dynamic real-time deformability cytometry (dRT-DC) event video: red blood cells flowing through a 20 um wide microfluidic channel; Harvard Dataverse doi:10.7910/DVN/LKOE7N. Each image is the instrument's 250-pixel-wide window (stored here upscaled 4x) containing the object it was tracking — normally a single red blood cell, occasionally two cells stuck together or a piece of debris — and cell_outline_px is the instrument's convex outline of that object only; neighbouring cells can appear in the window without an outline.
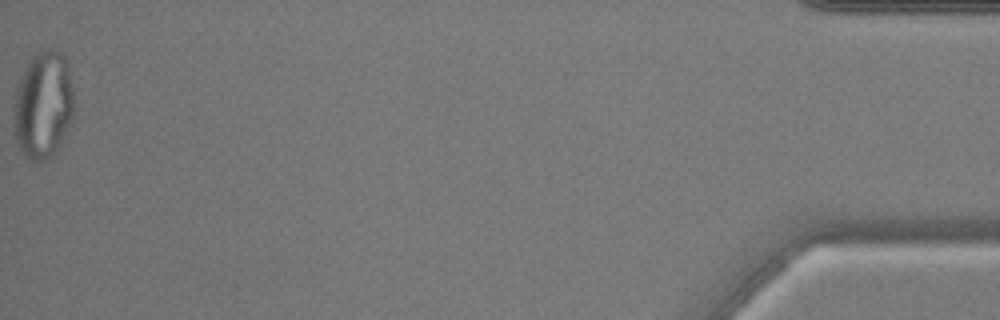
{"species": "common noctule bat (a hibernating species)", "species_latin": "Nyctalus noctula", "temperature_condition": "warm", "stored_images_in_passage": 54, "camera_frame_rate_fps": 3000, "um_per_image_px": 0.085, "animal": {"sex": "male", "body_mass_g": 17.9, "forearm_length_mm": 54.2}, "frame": {"image": 1, "passage_image": 54, "time_ms": 17.667, "image_size_px": [1000, 320], "cell_outline_px": [[72, 124], [56, 152], [48, 160], [36, 164], [20, 148], [16, 140], [12, 124], [12, 104], [16, 88], [20, 76], [28, 60], [40, 48], [56, 48], [64, 56], [68, 68], [72, 88]], "centroid_in_image_um": [3.64, 8.92], "position_along_channel_um": 431.6, "area_um2": 38.67}}